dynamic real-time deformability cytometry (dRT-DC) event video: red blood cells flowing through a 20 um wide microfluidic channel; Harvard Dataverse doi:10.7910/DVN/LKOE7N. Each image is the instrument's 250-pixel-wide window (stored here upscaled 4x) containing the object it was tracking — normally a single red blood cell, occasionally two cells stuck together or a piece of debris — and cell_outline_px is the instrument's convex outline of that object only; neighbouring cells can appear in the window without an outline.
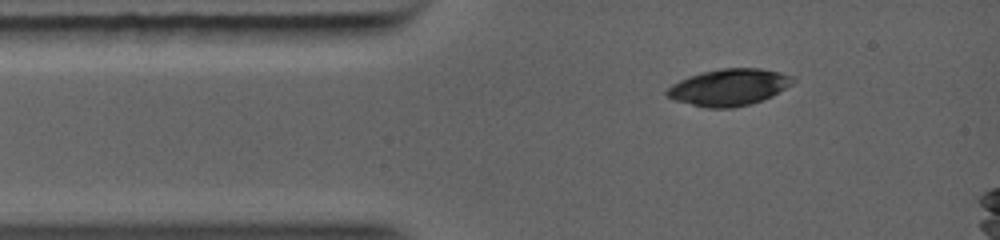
{"species": "common noctule bat (a hibernating species)", "species_latin": "Nyctalus noctula", "temperature_condition": "warm", "stored_images_in_passage": 32, "camera_frame_rate_fps": 5000, "um_per_image_px": 0.085, "animal": {"sex": "female", "body_mass_g": 19.0, "forearm_length_mm": 56.7}, "frame": {"image": 1, "passage_image": 1, "time_ms": 0.0, "image_size_px": [1000, 240], "cell_outline_px": [[796, 80], [792, 84], [772, 96], [752, 104], [732, 108], [704, 108], [672, 100], [664, 96], [664, 92], [672, 84], [688, 76], [720, 68], [760, 68], [780, 72], [796, 76]], "centroid_in_image_um": [61.95, 7.43], "position_along_channel_um": 23.0, "area_um2": 27.4}}
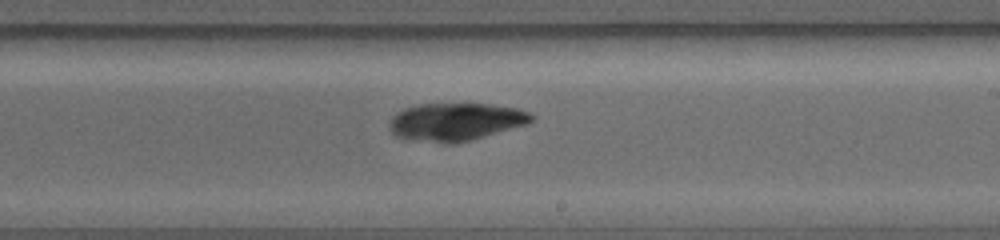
{"frame": {"image": 2, "passage_image": 18, "time_ms": 5.2, "image_size_px": [1000, 240], "cell_outline_px": [[536, 116], [532, 120], [524, 124], [480, 136], [464, 140], [440, 140], [404, 136], [396, 132], [392, 128], [392, 116], [396, 112], [404, 108], [420, 104], [488, 104], [516, 108], [528, 112]], "centroid_in_image_um": [38.81, 10.25], "position_along_channel_um": 250.2, "area_um2": 28.84}}
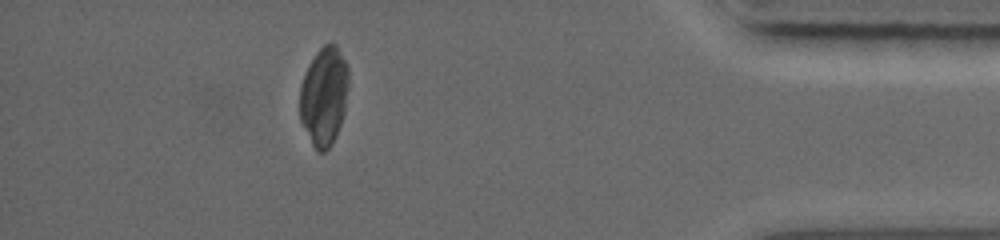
{"frame": {"image": 3, "passage_image": 32, "time_ms": 9.4, "image_size_px": [1000, 240], "cell_outline_px": [[348, 88], [344, 112], [336, 136], [328, 148], [324, 152], [320, 152], [312, 144], [300, 120], [300, 84], [316, 52], [324, 44], [336, 44], [348, 68]], "centroid_in_image_um": [27.54, 8.17], "position_along_channel_um": 407.7, "area_um2": 27.69}}